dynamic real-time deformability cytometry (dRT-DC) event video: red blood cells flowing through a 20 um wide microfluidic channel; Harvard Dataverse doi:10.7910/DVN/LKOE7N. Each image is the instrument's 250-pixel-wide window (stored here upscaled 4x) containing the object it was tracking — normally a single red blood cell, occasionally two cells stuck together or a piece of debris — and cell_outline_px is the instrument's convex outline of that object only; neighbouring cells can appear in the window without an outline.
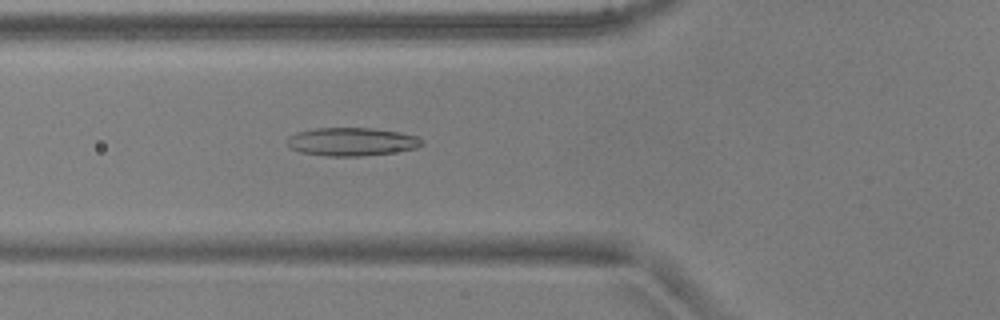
{"species": "common noctule bat (a hibernating species)", "species_latin": "Nyctalus noctula", "temperature_condition": "warm", "stored_images_in_passage": 50, "camera_frame_rate_fps": 3000, "um_per_image_px": 0.085, "animal": {"sex": "male", "body_mass_g": 17.9, "forearm_length_mm": 54.2}, "frame": {"image": 1, "passage_image": 19, "time_ms": 6.0, "image_size_px": [1000, 320], "cell_outline_px": [[424, 144], [416, 148], [392, 152], [360, 156], [328, 156], [300, 152], [292, 148], [288, 144], [288, 136], [296, 132], [316, 128], [372, 128], [400, 132], [416, 136], [424, 140]], "centroid_in_image_um": [29.91, 12.04], "position_along_channel_um": 95.9, "area_um2": 22.08}}
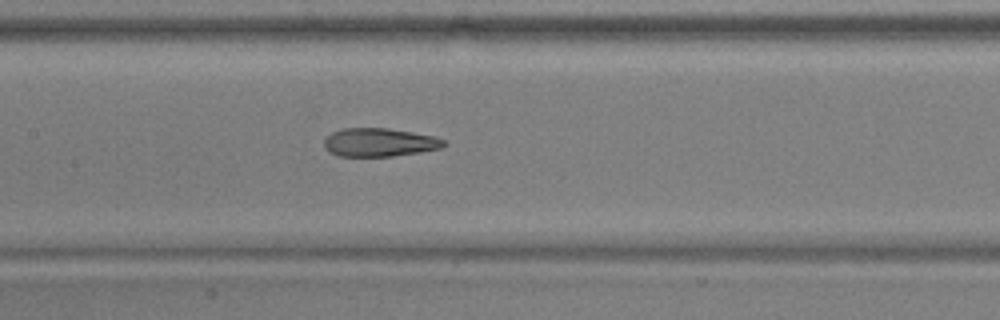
{"frame": {"image": 2, "passage_image": 25, "time_ms": 8.0, "image_size_px": [1000, 320], "cell_outline_px": [[448, 144], [440, 148], [420, 152], [392, 156], [340, 156], [328, 152], [324, 148], [324, 140], [332, 132], [344, 128], [388, 128], [412, 132], [432, 136], [444, 140]], "centroid_in_image_um": [32.23, 12.1], "position_along_channel_um": 175.2, "area_um2": 19.77}}
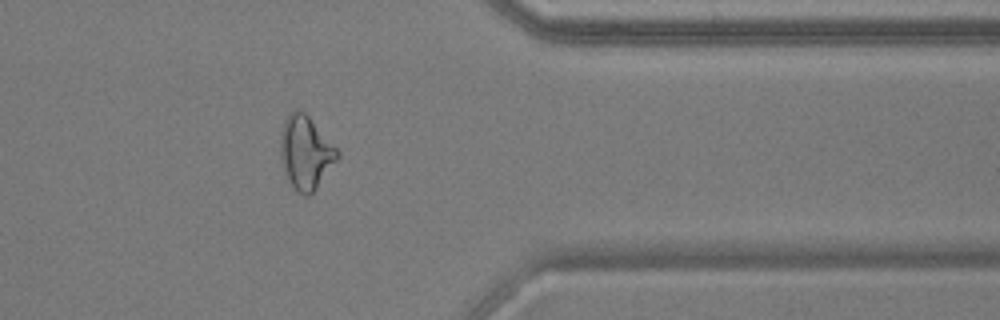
{"frame": {"image": 3, "passage_image": 42, "time_ms": 13.667, "image_size_px": [1000, 320], "cell_outline_px": [[340, 156], [316, 188], [308, 196], [304, 196], [288, 180], [284, 172], [280, 152], [280, 132], [284, 120], [296, 108], [304, 112], [308, 116], [340, 152]], "centroid_in_image_um": [25.97, 12.95], "position_along_channel_um": 385.4, "area_um2": 23.93}}